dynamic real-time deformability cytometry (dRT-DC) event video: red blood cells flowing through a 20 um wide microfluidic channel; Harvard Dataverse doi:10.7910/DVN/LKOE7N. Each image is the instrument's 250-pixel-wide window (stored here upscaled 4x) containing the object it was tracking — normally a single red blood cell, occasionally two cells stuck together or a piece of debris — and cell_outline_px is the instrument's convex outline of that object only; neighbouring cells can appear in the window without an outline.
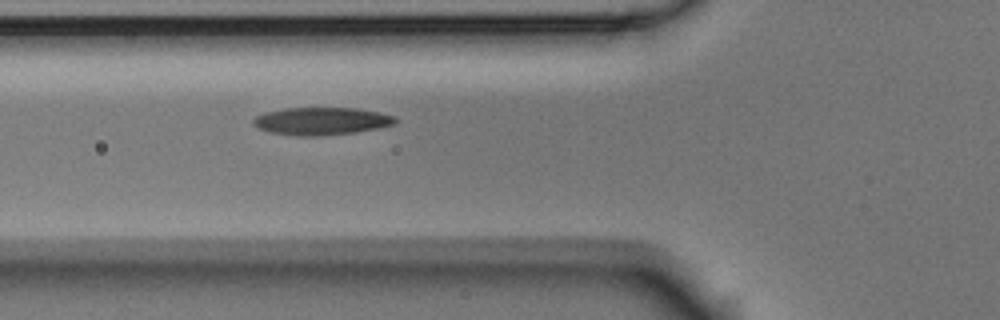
{"species": "Egyptian fruit bat (a non-hibernating species)", "species_latin": "Rousettus aegyptiacus", "temperature_condition": "room temperature", "stored_images_in_passage": 3, "camera_frame_rate_fps": 3000, "um_per_image_px": 0.085, "animal": {"sex": "male"}, "frame": {"image": 1, "passage_image": 3, "time_ms": 0.667, "image_size_px": [1000, 320], "cell_outline_px": [[396, 124], [356, 132], [320, 136], [300, 136], [268, 132], [252, 124], [252, 120], [256, 116], [264, 112], [284, 108], [356, 108], [380, 112], [396, 116]], "centroid_in_image_um": [27.32, 10.29], "position_along_channel_um": 98.5, "area_um2": 22.95}}